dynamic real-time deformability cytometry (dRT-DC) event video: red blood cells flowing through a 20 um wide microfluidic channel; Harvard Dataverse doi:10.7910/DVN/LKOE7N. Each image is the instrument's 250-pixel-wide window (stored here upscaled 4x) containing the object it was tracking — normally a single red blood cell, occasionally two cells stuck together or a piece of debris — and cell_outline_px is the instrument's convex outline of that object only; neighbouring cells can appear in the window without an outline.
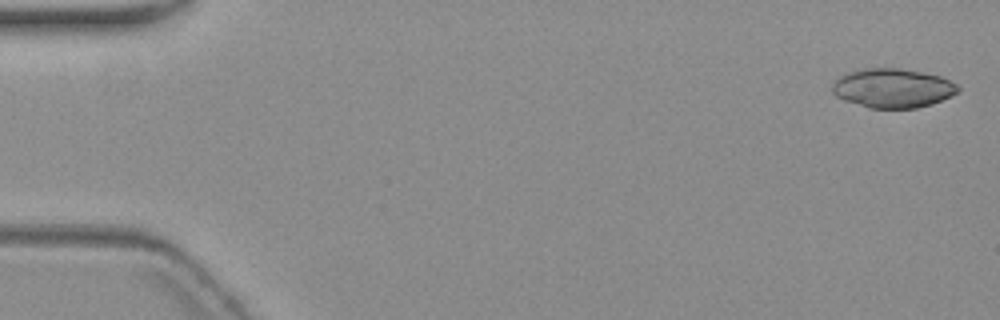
{"species": "common noctule bat (a hibernating species)", "species_latin": "Nyctalus noctula", "temperature_condition": "warm", "stored_images_in_passage": 4, "camera_frame_rate_fps": 3000, "um_per_image_px": 0.085, "animal": {"sex": "female", "body_mass_g": 19.3, "forearm_length_mm": 54.1}, "frame": {"image": 1, "passage_image": 1, "time_ms": 0.0, "image_size_px": [1000, 320], "cell_outline_px": [[960, 88], [956, 92], [932, 104], [916, 108], [868, 108], [844, 100], [836, 96], [832, 92], [832, 84], [840, 76], [848, 72], [860, 68], [900, 68], [940, 76], [956, 84]], "centroid_in_image_um": [75.83, 7.49], "position_along_channel_um": 9.2, "area_um2": 28.55}}